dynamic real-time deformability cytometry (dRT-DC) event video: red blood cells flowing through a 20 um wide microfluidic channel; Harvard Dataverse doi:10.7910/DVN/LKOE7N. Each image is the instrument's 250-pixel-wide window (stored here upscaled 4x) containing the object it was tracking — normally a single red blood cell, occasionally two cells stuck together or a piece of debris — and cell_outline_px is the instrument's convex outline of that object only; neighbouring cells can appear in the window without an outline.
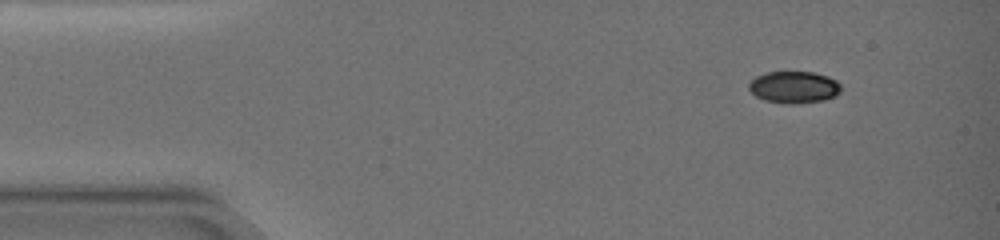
{"species": "common noctule bat (a hibernating species)", "species_latin": "Nyctalus noctula", "temperature_condition": "warm", "stored_images_in_passage": 4, "camera_frame_rate_fps": 3000, "um_per_image_px": 0.085, "animal": {"sex": "female", "body_mass_g": 19.0, "forearm_length_mm": 51.5}, "frame": {"image": 1, "passage_image": 1, "time_ms": 0.0, "image_size_px": [1000, 240], "cell_outline_px": [[840, 92], [836, 96], [824, 100], [792, 104], [784, 104], [764, 100], [756, 96], [748, 88], [748, 84], [756, 76], [764, 72], [812, 72], [828, 76], [836, 80], [840, 84]], "centroid_in_image_um": [67.48, 7.41], "position_along_channel_um": 17.5, "area_um2": 17.22}}
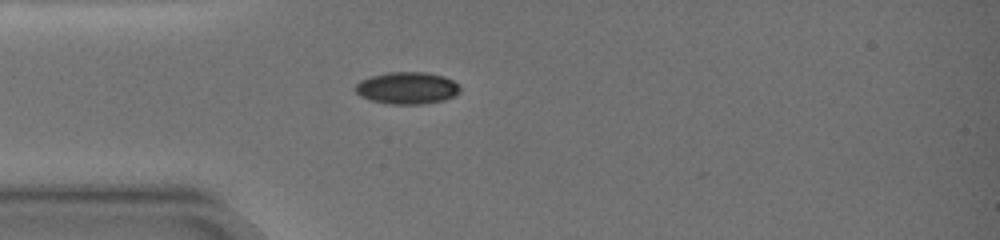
{"frame": {"image": 2, "passage_image": 4, "time_ms": 3.333, "image_size_px": [1000, 240], "cell_outline_px": [[460, 92], [444, 100], [420, 104], [392, 104], [368, 100], [360, 96], [356, 92], [356, 84], [360, 80], [372, 76], [388, 72], [428, 72], [444, 76], [460, 84]], "centroid_in_image_um": [34.61, 7.47], "position_along_channel_um": 50.4, "area_um2": 19.59}}